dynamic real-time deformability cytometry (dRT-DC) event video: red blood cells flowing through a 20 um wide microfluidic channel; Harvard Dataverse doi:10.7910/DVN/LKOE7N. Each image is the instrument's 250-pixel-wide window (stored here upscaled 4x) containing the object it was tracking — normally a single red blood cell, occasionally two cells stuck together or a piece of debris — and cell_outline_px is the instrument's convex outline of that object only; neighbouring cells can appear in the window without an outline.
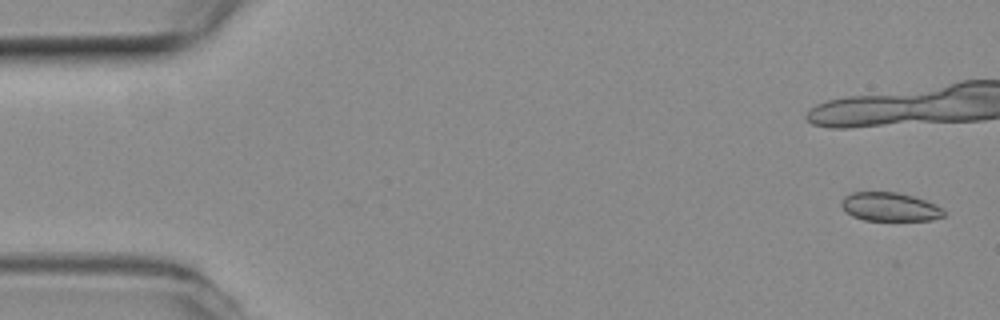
{"species": "common noctule bat (a hibernating species)", "species_latin": "Nyctalus noctula", "temperature_condition": "room temperature", "stored_images_in_passage": 4, "camera_frame_rate_fps": 3000, "um_per_image_px": 0.085, "animal": {"sex": "female", "body_mass_g": 19.3, "forearm_length_mm": 54.1}, "frame": {"image": 1, "passage_image": 1, "time_ms": 0.0, "image_size_px": [1000, 320], "cell_outline_px": [[944, 216], [932, 220], [864, 220], [852, 216], [840, 204], [840, 200], [844, 196], [852, 192], [896, 192], [912, 196], [936, 204], [944, 212]], "centroid_in_image_um": [75.61, 17.58], "position_along_channel_um": 9.4, "area_um2": 16.99}}